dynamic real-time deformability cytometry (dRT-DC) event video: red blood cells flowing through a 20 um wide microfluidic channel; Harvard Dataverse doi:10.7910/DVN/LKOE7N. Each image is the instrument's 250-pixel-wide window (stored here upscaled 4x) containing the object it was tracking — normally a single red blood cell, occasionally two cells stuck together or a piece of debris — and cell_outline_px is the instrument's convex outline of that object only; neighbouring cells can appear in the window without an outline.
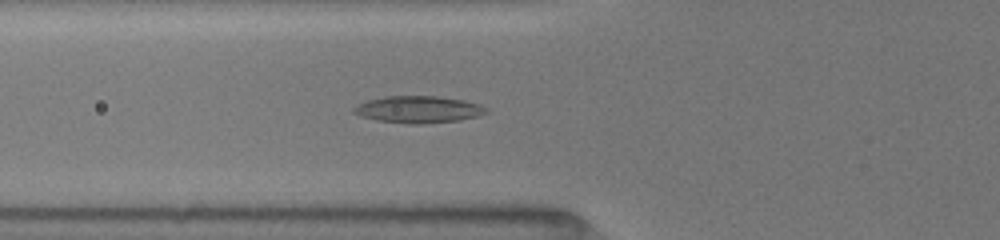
{"species": "common noctule bat (a hibernating species)", "species_latin": "Nyctalus noctula", "temperature_condition": "room temperature", "stored_images_in_passage": 54, "segment_of_instrument_passage": [1, 2], "camera_frame_rate_fps": 3000, "um_per_image_px": 0.085, "animal": {"sex": "female", "body_mass_g": 19.5, "forearm_length_mm": 54.1}, "frame": {"image": 1, "passage_image": 21, "time_ms": 6.667, "image_size_px": [1000, 240], "cell_outline_px": [[488, 112], [476, 116], [460, 120], [420, 124], [408, 124], [376, 120], [360, 116], [352, 112], [352, 108], [368, 100], [384, 96], [436, 96], [464, 100], [480, 104], [488, 108]], "centroid_in_image_um": [35.56, 9.3], "position_along_channel_um": 90.2, "area_um2": 20.81}}
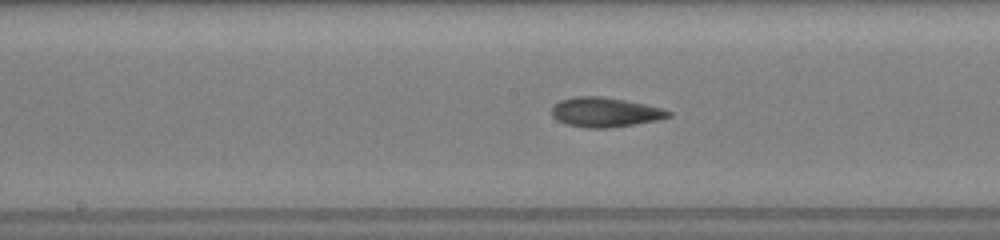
{"frame": {"image": 2, "passage_image": 29, "time_ms": 9.333, "image_size_px": [1000, 240], "cell_outline_px": [[672, 116], [656, 120], [608, 128], [588, 128], [568, 124], [556, 120], [552, 116], [552, 108], [560, 100], [576, 96], [600, 96], [624, 100], [664, 108], [672, 112]], "centroid_in_image_um": [51.44, 9.53], "position_along_channel_um": 196.8, "area_um2": 19.94}}
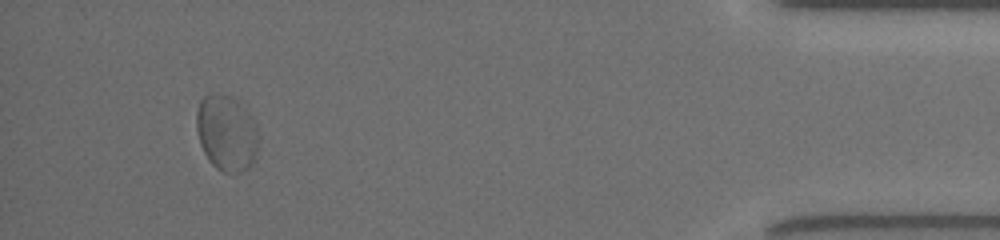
{"frame": {"image": 3, "passage_image": 50, "time_ms": 16.333, "image_size_px": [1000, 240], "cell_outline_px": [[256, 152], [252, 164], [248, 168], [240, 172], [224, 172], [216, 168], [208, 160], [200, 144], [196, 128], [196, 112], [200, 100], [208, 92], [232, 96], [248, 112], [256, 132]], "centroid_in_image_um": [19.19, 11.29], "position_along_channel_um": 416.0, "area_um2": 27.11}}